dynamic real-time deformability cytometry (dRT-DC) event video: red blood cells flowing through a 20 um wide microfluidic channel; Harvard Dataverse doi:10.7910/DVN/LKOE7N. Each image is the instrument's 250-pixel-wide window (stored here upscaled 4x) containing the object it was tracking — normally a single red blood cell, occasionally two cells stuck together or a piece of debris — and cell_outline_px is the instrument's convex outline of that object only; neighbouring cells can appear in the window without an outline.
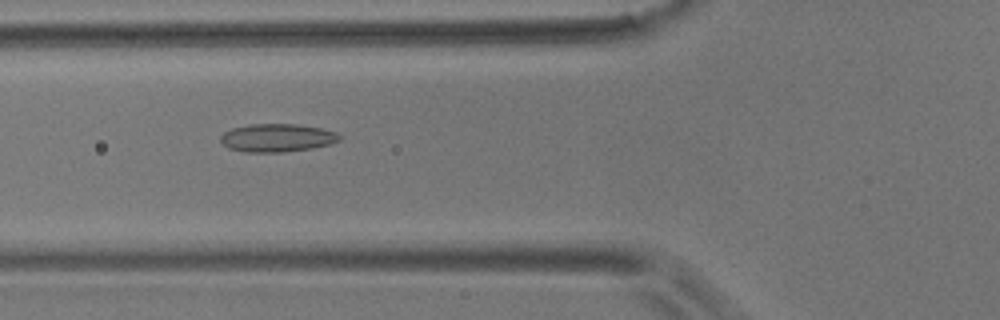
{"species": "common noctule bat (a hibernating species)", "species_latin": "Nyctalus noctula", "temperature_condition": "room temperature", "stored_images_in_passage": 55, "camera_frame_rate_fps": 3000, "um_per_image_px": 0.085, "animal": {"sex": "male", "body_mass_g": 17.9}, "frame": {"image": 1, "passage_image": 20, "time_ms": 6.333, "image_size_px": [1000, 320], "cell_outline_px": [[340, 140], [328, 144], [312, 148], [284, 152], [244, 152], [228, 148], [220, 140], [220, 136], [224, 132], [232, 128], [248, 124], [296, 124], [320, 128], [336, 132], [340, 136]], "centroid_in_image_um": [23.52, 11.71], "position_along_channel_um": 102.3, "area_um2": 19.42}}
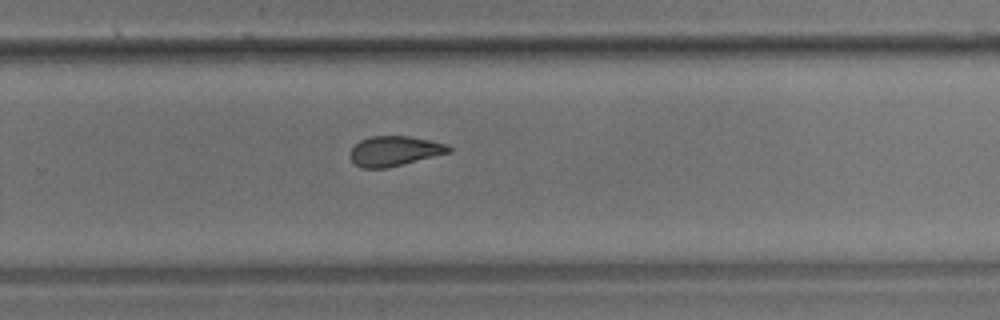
{"frame": {"image": 2, "passage_image": 36, "time_ms": 11.667, "image_size_px": [1000, 320], "cell_outline_px": [[452, 152], [388, 168], [360, 168], [348, 156], [348, 152], [360, 140], [368, 136], [408, 136], [448, 144], [452, 148]], "centroid_in_image_um": [33.52, 12.84], "position_along_channel_um": 296.3, "area_um2": 17.4}}
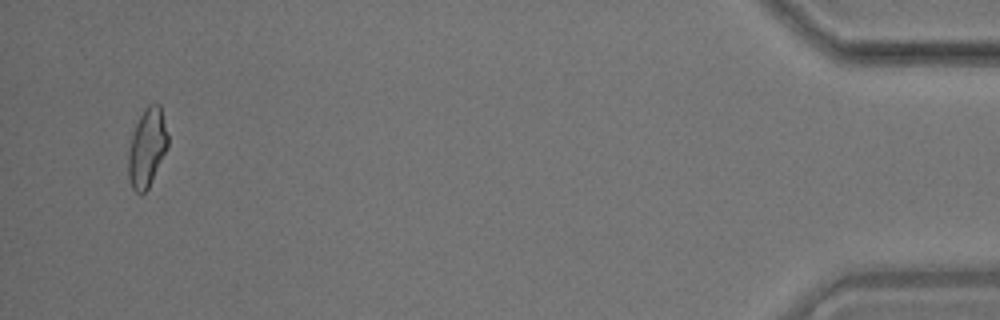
{"frame": {"image": 3, "passage_image": 53, "time_ms": 17.333, "image_size_px": [1000, 320], "cell_outline_px": [[168, 144], [148, 188], [140, 196], [132, 188], [128, 176], [128, 152], [132, 136], [136, 124], [144, 108], [148, 104], [160, 104], [168, 136]], "centroid_in_image_um": [12.48, 12.55], "position_along_channel_um": 422.7, "area_um2": 17.8}, "authors_computed_cell_mechanics": {"area_um2": 18.1492, "velocity_mm_per_s": 3.6361, "shape_relaxation_time_tau1_ms": null, "shape_relaxation_time_tau2_ms": 2.89, "deformation_change_tau1": null, "deformation_change_tau2": 0.1066}}